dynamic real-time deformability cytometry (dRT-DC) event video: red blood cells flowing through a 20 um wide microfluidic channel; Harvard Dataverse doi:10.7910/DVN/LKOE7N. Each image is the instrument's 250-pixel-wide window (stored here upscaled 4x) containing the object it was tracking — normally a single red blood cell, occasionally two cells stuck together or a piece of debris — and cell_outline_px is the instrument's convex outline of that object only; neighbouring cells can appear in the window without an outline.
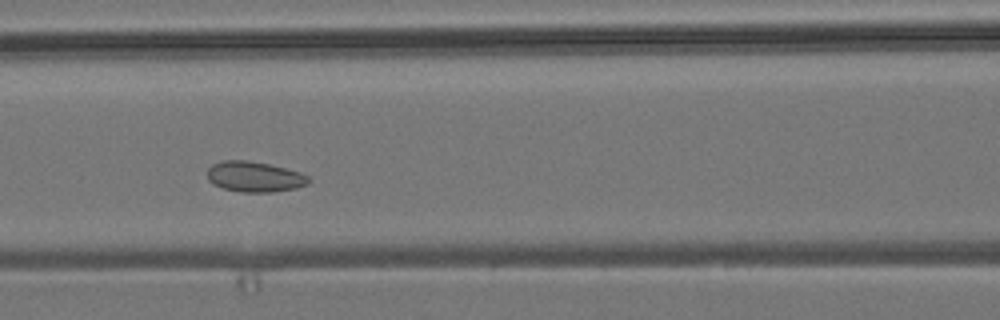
{"species": "common noctule bat (a hibernating species)", "species_latin": "Nyctalus noctula", "temperature_condition": "room temperature", "stored_images_in_passage": 8, "camera_frame_rate_fps": 3000, "um_per_image_px": 0.085, "animal": {"sex": "male", "body_mass_g": 19.2, "forearm_length_mm": 51.8}, "frame": {"image": 1, "passage_image": 5, "time_ms": 1.333, "image_size_px": [1000, 320], "cell_outline_px": [[312, 180], [308, 184], [296, 188], [272, 192], [240, 192], [224, 188], [212, 184], [208, 180], [208, 168], [212, 164], [224, 160], [244, 160], [268, 164], [300, 172], [308, 176]], "centroid_in_image_um": [21.64, 15.03], "position_along_channel_um": 145.0, "area_um2": 17.98}}
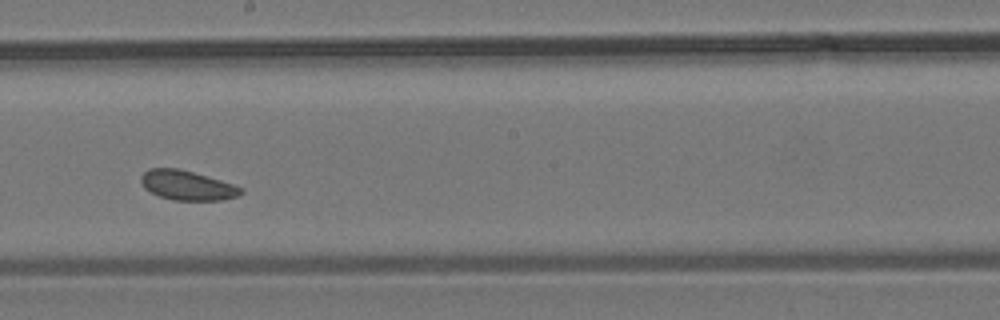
{"frame": {"image": 2, "passage_image": 7, "time_ms": 2.0, "image_size_px": [1000, 320], "cell_outline_px": [[244, 192], [236, 196], [220, 200], [172, 200], [160, 196], [144, 188], [140, 180], [140, 176], [148, 168], [180, 168], [220, 180], [244, 188]], "centroid_in_image_um": [15.89, 15.74], "position_along_channel_um": 232.3, "area_um2": 17.17}}
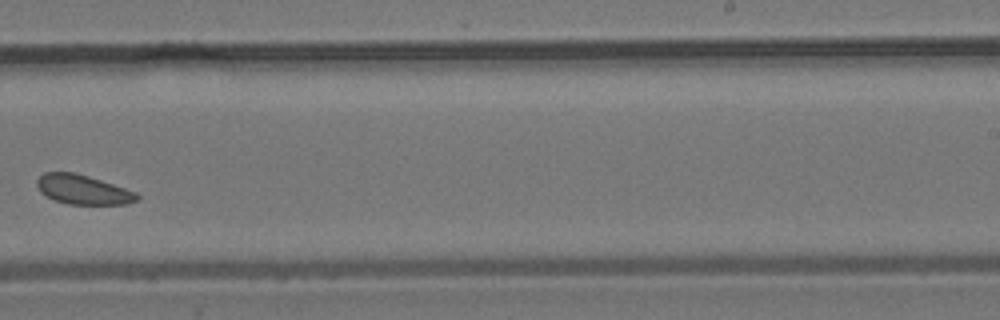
{"frame": {"image": 3, "passage_image": 8, "time_ms": 2.333, "image_size_px": [1000, 320], "cell_outline_px": [[140, 196], [136, 200], [128, 204], [68, 204], [52, 200], [40, 192], [36, 184], [36, 180], [44, 172], [72, 172], [88, 176], [136, 192]], "centroid_in_image_um": [7.01, 16.12], "position_along_channel_um": 282.0, "area_um2": 17.11}}